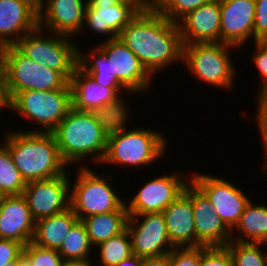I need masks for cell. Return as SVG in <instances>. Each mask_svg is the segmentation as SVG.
Masks as SVG:
<instances>
[{
  "instance_id": "obj_30",
  "label": "cell",
  "mask_w": 267,
  "mask_h": 266,
  "mask_svg": "<svg viewBox=\"0 0 267 266\" xmlns=\"http://www.w3.org/2000/svg\"><path fill=\"white\" fill-rule=\"evenodd\" d=\"M26 182L14 165L8 148L0 144V195H22Z\"/></svg>"
},
{
  "instance_id": "obj_11",
  "label": "cell",
  "mask_w": 267,
  "mask_h": 266,
  "mask_svg": "<svg viewBox=\"0 0 267 266\" xmlns=\"http://www.w3.org/2000/svg\"><path fill=\"white\" fill-rule=\"evenodd\" d=\"M126 228L132 253L141 258L168 255L175 248L169 240L162 212L129 215Z\"/></svg>"
},
{
  "instance_id": "obj_2",
  "label": "cell",
  "mask_w": 267,
  "mask_h": 266,
  "mask_svg": "<svg viewBox=\"0 0 267 266\" xmlns=\"http://www.w3.org/2000/svg\"><path fill=\"white\" fill-rule=\"evenodd\" d=\"M5 141L14 165L26 183L65 174L68 166L61 158L52 132L7 130Z\"/></svg>"
},
{
  "instance_id": "obj_1",
  "label": "cell",
  "mask_w": 267,
  "mask_h": 266,
  "mask_svg": "<svg viewBox=\"0 0 267 266\" xmlns=\"http://www.w3.org/2000/svg\"><path fill=\"white\" fill-rule=\"evenodd\" d=\"M118 38L139 58L153 77L168 66L182 63L183 43L178 24L155 7L143 8Z\"/></svg>"
},
{
  "instance_id": "obj_39",
  "label": "cell",
  "mask_w": 267,
  "mask_h": 266,
  "mask_svg": "<svg viewBox=\"0 0 267 266\" xmlns=\"http://www.w3.org/2000/svg\"><path fill=\"white\" fill-rule=\"evenodd\" d=\"M254 44L256 50L252 55V61L260 72L261 84L260 89L258 88L260 92L267 86V41H255Z\"/></svg>"
},
{
  "instance_id": "obj_29",
  "label": "cell",
  "mask_w": 267,
  "mask_h": 266,
  "mask_svg": "<svg viewBox=\"0 0 267 266\" xmlns=\"http://www.w3.org/2000/svg\"><path fill=\"white\" fill-rule=\"evenodd\" d=\"M93 248L84 223L78 220L72 226L57 251L64 260L91 262L92 256H90V252Z\"/></svg>"
},
{
  "instance_id": "obj_44",
  "label": "cell",
  "mask_w": 267,
  "mask_h": 266,
  "mask_svg": "<svg viewBox=\"0 0 267 266\" xmlns=\"http://www.w3.org/2000/svg\"><path fill=\"white\" fill-rule=\"evenodd\" d=\"M61 266H93V265L92 262L89 261L63 260Z\"/></svg>"
},
{
  "instance_id": "obj_35",
  "label": "cell",
  "mask_w": 267,
  "mask_h": 266,
  "mask_svg": "<svg viewBox=\"0 0 267 266\" xmlns=\"http://www.w3.org/2000/svg\"><path fill=\"white\" fill-rule=\"evenodd\" d=\"M168 256L170 266H200L201 246L175 247Z\"/></svg>"
},
{
  "instance_id": "obj_22",
  "label": "cell",
  "mask_w": 267,
  "mask_h": 266,
  "mask_svg": "<svg viewBox=\"0 0 267 266\" xmlns=\"http://www.w3.org/2000/svg\"><path fill=\"white\" fill-rule=\"evenodd\" d=\"M35 221L23 195L1 196L0 239H11L26 246L32 241Z\"/></svg>"
},
{
  "instance_id": "obj_46",
  "label": "cell",
  "mask_w": 267,
  "mask_h": 266,
  "mask_svg": "<svg viewBox=\"0 0 267 266\" xmlns=\"http://www.w3.org/2000/svg\"><path fill=\"white\" fill-rule=\"evenodd\" d=\"M20 266H32L30 261L23 254L20 256Z\"/></svg>"
},
{
  "instance_id": "obj_3",
  "label": "cell",
  "mask_w": 267,
  "mask_h": 266,
  "mask_svg": "<svg viewBox=\"0 0 267 266\" xmlns=\"http://www.w3.org/2000/svg\"><path fill=\"white\" fill-rule=\"evenodd\" d=\"M62 160L68 164L92 161L101 165L107 150V136L97 123L93 112L71 107L63 120L52 131ZM85 158V159H84Z\"/></svg>"
},
{
  "instance_id": "obj_31",
  "label": "cell",
  "mask_w": 267,
  "mask_h": 266,
  "mask_svg": "<svg viewBox=\"0 0 267 266\" xmlns=\"http://www.w3.org/2000/svg\"><path fill=\"white\" fill-rule=\"evenodd\" d=\"M100 252V266H116L133 255L131 238L127 228L120 234L111 237L96 246Z\"/></svg>"
},
{
  "instance_id": "obj_5",
  "label": "cell",
  "mask_w": 267,
  "mask_h": 266,
  "mask_svg": "<svg viewBox=\"0 0 267 266\" xmlns=\"http://www.w3.org/2000/svg\"><path fill=\"white\" fill-rule=\"evenodd\" d=\"M5 70L6 90L11 100L25 90L62 89L68 81L58 72L31 60L15 45L0 49Z\"/></svg>"
},
{
  "instance_id": "obj_27",
  "label": "cell",
  "mask_w": 267,
  "mask_h": 266,
  "mask_svg": "<svg viewBox=\"0 0 267 266\" xmlns=\"http://www.w3.org/2000/svg\"><path fill=\"white\" fill-rule=\"evenodd\" d=\"M128 217L127 210H115L87 216L81 221L86 227L91 244L96 247L111 237L122 233L127 227Z\"/></svg>"
},
{
  "instance_id": "obj_15",
  "label": "cell",
  "mask_w": 267,
  "mask_h": 266,
  "mask_svg": "<svg viewBox=\"0 0 267 266\" xmlns=\"http://www.w3.org/2000/svg\"><path fill=\"white\" fill-rule=\"evenodd\" d=\"M98 46L110 61L111 75L130 91L145 92L151 87L152 76L146 70L139 58L116 37L100 42Z\"/></svg>"
},
{
  "instance_id": "obj_21",
  "label": "cell",
  "mask_w": 267,
  "mask_h": 266,
  "mask_svg": "<svg viewBox=\"0 0 267 266\" xmlns=\"http://www.w3.org/2000/svg\"><path fill=\"white\" fill-rule=\"evenodd\" d=\"M162 214L169 240L174 247H196V231L192 206V181Z\"/></svg>"
},
{
  "instance_id": "obj_47",
  "label": "cell",
  "mask_w": 267,
  "mask_h": 266,
  "mask_svg": "<svg viewBox=\"0 0 267 266\" xmlns=\"http://www.w3.org/2000/svg\"><path fill=\"white\" fill-rule=\"evenodd\" d=\"M5 266H20V257L14 261L7 263Z\"/></svg>"
},
{
  "instance_id": "obj_42",
  "label": "cell",
  "mask_w": 267,
  "mask_h": 266,
  "mask_svg": "<svg viewBox=\"0 0 267 266\" xmlns=\"http://www.w3.org/2000/svg\"><path fill=\"white\" fill-rule=\"evenodd\" d=\"M141 266H170L169 256L143 258Z\"/></svg>"
},
{
  "instance_id": "obj_14",
  "label": "cell",
  "mask_w": 267,
  "mask_h": 266,
  "mask_svg": "<svg viewBox=\"0 0 267 266\" xmlns=\"http://www.w3.org/2000/svg\"><path fill=\"white\" fill-rule=\"evenodd\" d=\"M69 172L57 177L31 181L23 191L34 221L64 212L70 208Z\"/></svg>"
},
{
  "instance_id": "obj_34",
  "label": "cell",
  "mask_w": 267,
  "mask_h": 266,
  "mask_svg": "<svg viewBox=\"0 0 267 266\" xmlns=\"http://www.w3.org/2000/svg\"><path fill=\"white\" fill-rule=\"evenodd\" d=\"M23 255L32 266H61L64 260L57 250L45 248L32 242L24 246Z\"/></svg>"
},
{
  "instance_id": "obj_13",
  "label": "cell",
  "mask_w": 267,
  "mask_h": 266,
  "mask_svg": "<svg viewBox=\"0 0 267 266\" xmlns=\"http://www.w3.org/2000/svg\"><path fill=\"white\" fill-rule=\"evenodd\" d=\"M142 9L134 0H87L83 21L85 25L80 34L87 26L98 34L109 35L106 40L116 38Z\"/></svg>"
},
{
  "instance_id": "obj_32",
  "label": "cell",
  "mask_w": 267,
  "mask_h": 266,
  "mask_svg": "<svg viewBox=\"0 0 267 266\" xmlns=\"http://www.w3.org/2000/svg\"><path fill=\"white\" fill-rule=\"evenodd\" d=\"M264 243H246L230 241L228 249L233 266H267V252L261 248ZM262 249V250H261Z\"/></svg>"
},
{
  "instance_id": "obj_36",
  "label": "cell",
  "mask_w": 267,
  "mask_h": 266,
  "mask_svg": "<svg viewBox=\"0 0 267 266\" xmlns=\"http://www.w3.org/2000/svg\"><path fill=\"white\" fill-rule=\"evenodd\" d=\"M200 266H233L226 247L201 246Z\"/></svg>"
},
{
  "instance_id": "obj_37",
  "label": "cell",
  "mask_w": 267,
  "mask_h": 266,
  "mask_svg": "<svg viewBox=\"0 0 267 266\" xmlns=\"http://www.w3.org/2000/svg\"><path fill=\"white\" fill-rule=\"evenodd\" d=\"M258 105H257V114H256V122L258 125L259 133L261 134V143L264 146V156H266V160L263 163V168H261L263 173L267 168V96L262 92H258Z\"/></svg>"
},
{
  "instance_id": "obj_10",
  "label": "cell",
  "mask_w": 267,
  "mask_h": 266,
  "mask_svg": "<svg viewBox=\"0 0 267 266\" xmlns=\"http://www.w3.org/2000/svg\"><path fill=\"white\" fill-rule=\"evenodd\" d=\"M191 181L206 195L214 206V212L232 230L238 223L246 205L250 202L241 188L225 178L204 173H196Z\"/></svg>"
},
{
  "instance_id": "obj_6",
  "label": "cell",
  "mask_w": 267,
  "mask_h": 266,
  "mask_svg": "<svg viewBox=\"0 0 267 266\" xmlns=\"http://www.w3.org/2000/svg\"><path fill=\"white\" fill-rule=\"evenodd\" d=\"M43 32V28L37 26L23 35L15 46L31 60L58 71L69 82L78 62L76 42L67 36L53 32L46 36Z\"/></svg>"
},
{
  "instance_id": "obj_20",
  "label": "cell",
  "mask_w": 267,
  "mask_h": 266,
  "mask_svg": "<svg viewBox=\"0 0 267 266\" xmlns=\"http://www.w3.org/2000/svg\"><path fill=\"white\" fill-rule=\"evenodd\" d=\"M220 3L213 0L188 12L177 24L183 44L220 42Z\"/></svg>"
},
{
  "instance_id": "obj_45",
  "label": "cell",
  "mask_w": 267,
  "mask_h": 266,
  "mask_svg": "<svg viewBox=\"0 0 267 266\" xmlns=\"http://www.w3.org/2000/svg\"><path fill=\"white\" fill-rule=\"evenodd\" d=\"M138 2L143 8L154 7L156 0H134Z\"/></svg>"
},
{
  "instance_id": "obj_16",
  "label": "cell",
  "mask_w": 267,
  "mask_h": 266,
  "mask_svg": "<svg viewBox=\"0 0 267 266\" xmlns=\"http://www.w3.org/2000/svg\"><path fill=\"white\" fill-rule=\"evenodd\" d=\"M38 0V26L67 37L80 36L87 0ZM46 27V28H45ZM75 34V35H74ZM78 34V35H77Z\"/></svg>"
},
{
  "instance_id": "obj_41",
  "label": "cell",
  "mask_w": 267,
  "mask_h": 266,
  "mask_svg": "<svg viewBox=\"0 0 267 266\" xmlns=\"http://www.w3.org/2000/svg\"><path fill=\"white\" fill-rule=\"evenodd\" d=\"M10 108V99L6 90L5 70L0 56V111Z\"/></svg>"
},
{
  "instance_id": "obj_43",
  "label": "cell",
  "mask_w": 267,
  "mask_h": 266,
  "mask_svg": "<svg viewBox=\"0 0 267 266\" xmlns=\"http://www.w3.org/2000/svg\"><path fill=\"white\" fill-rule=\"evenodd\" d=\"M143 258L137 255H131L130 257L124 259L116 266H141Z\"/></svg>"
},
{
  "instance_id": "obj_8",
  "label": "cell",
  "mask_w": 267,
  "mask_h": 266,
  "mask_svg": "<svg viewBox=\"0 0 267 266\" xmlns=\"http://www.w3.org/2000/svg\"><path fill=\"white\" fill-rule=\"evenodd\" d=\"M78 171L74 184H70V207L79 220L115 210H127L126 202L112 189L106 175L100 176L84 164Z\"/></svg>"
},
{
  "instance_id": "obj_33",
  "label": "cell",
  "mask_w": 267,
  "mask_h": 266,
  "mask_svg": "<svg viewBox=\"0 0 267 266\" xmlns=\"http://www.w3.org/2000/svg\"><path fill=\"white\" fill-rule=\"evenodd\" d=\"M213 0H156L155 8L168 20L178 22L188 12Z\"/></svg>"
},
{
  "instance_id": "obj_4",
  "label": "cell",
  "mask_w": 267,
  "mask_h": 266,
  "mask_svg": "<svg viewBox=\"0 0 267 266\" xmlns=\"http://www.w3.org/2000/svg\"><path fill=\"white\" fill-rule=\"evenodd\" d=\"M167 141L162 132L143 127L112 135L108 137L107 150L101 165L118 164L131 168L148 166L166 156Z\"/></svg>"
},
{
  "instance_id": "obj_23",
  "label": "cell",
  "mask_w": 267,
  "mask_h": 266,
  "mask_svg": "<svg viewBox=\"0 0 267 266\" xmlns=\"http://www.w3.org/2000/svg\"><path fill=\"white\" fill-rule=\"evenodd\" d=\"M72 107L79 111L93 112L96 108L120 97L112 88L97 84L78 66L69 81Z\"/></svg>"
},
{
  "instance_id": "obj_48",
  "label": "cell",
  "mask_w": 267,
  "mask_h": 266,
  "mask_svg": "<svg viewBox=\"0 0 267 266\" xmlns=\"http://www.w3.org/2000/svg\"><path fill=\"white\" fill-rule=\"evenodd\" d=\"M262 92L267 96V86L262 90Z\"/></svg>"
},
{
  "instance_id": "obj_40",
  "label": "cell",
  "mask_w": 267,
  "mask_h": 266,
  "mask_svg": "<svg viewBox=\"0 0 267 266\" xmlns=\"http://www.w3.org/2000/svg\"><path fill=\"white\" fill-rule=\"evenodd\" d=\"M24 245L11 239H0V266L18 259L23 254Z\"/></svg>"
},
{
  "instance_id": "obj_26",
  "label": "cell",
  "mask_w": 267,
  "mask_h": 266,
  "mask_svg": "<svg viewBox=\"0 0 267 266\" xmlns=\"http://www.w3.org/2000/svg\"><path fill=\"white\" fill-rule=\"evenodd\" d=\"M238 231V236L233 230ZM231 241L267 244V206L254 204L246 205L238 223L231 230Z\"/></svg>"
},
{
  "instance_id": "obj_24",
  "label": "cell",
  "mask_w": 267,
  "mask_h": 266,
  "mask_svg": "<svg viewBox=\"0 0 267 266\" xmlns=\"http://www.w3.org/2000/svg\"><path fill=\"white\" fill-rule=\"evenodd\" d=\"M79 220L71 207L64 212L40 219L35 222V231L32 243L58 250L72 228Z\"/></svg>"
},
{
  "instance_id": "obj_7",
  "label": "cell",
  "mask_w": 267,
  "mask_h": 266,
  "mask_svg": "<svg viewBox=\"0 0 267 266\" xmlns=\"http://www.w3.org/2000/svg\"><path fill=\"white\" fill-rule=\"evenodd\" d=\"M233 47L222 42L183 44L182 61L197 80L230 91L237 74L229 52Z\"/></svg>"
},
{
  "instance_id": "obj_19",
  "label": "cell",
  "mask_w": 267,
  "mask_h": 266,
  "mask_svg": "<svg viewBox=\"0 0 267 266\" xmlns=\"http://www.w3.org/2000/svg\"><path fill=\"white\" fill-rule=\"evenodd\" d=\"M192 206L196 247H225L231 241V230L214 212L206 195L192 182Z\"/></svg>"
},
{
  "instance_id": "obj_12",
  "label": "cell",
  "mask_w": 267,
  "mask_h": 266,
  "mask_svg": "<svg viewBox=\"0 0 267 266\" xmlns=\"http://www.w3.org/2000/svg\"><path fill=\"white\" fill-rule=\"evenodd\" d=\"M183 172L176 170L174 174H164L145 182L130 202L125 203L128 214L162 212L184 192L186 185L191 181Z\"/></svg>"
},
{
  "instance_id": "obj_28",
  "label": "cell",
  "mask_w": 267,
  "mask_h": 266,
  "mask_svg": "<svg viewBox=\"0 0 267 266\" xmlns=\"http://www.w3.org/2000/svg\"><path fill=\"white\" fill-rule=\"evenodd\" d=\"M123 99L120 96L115 101L98 107L93 111L97 123L107 138L128 130L125 126L129 122L127 119L130 117L129 108H127L126 101Z\"/></svg>"
},
{
  "instance_id": "obj_25",
  "label": "cell",
  "mask_w": 267,
  "mask_h": 266,
  "mask_svg": "<svg viewBox=\"0 0 267 266\" xmlns=\"http://www.w3.org/2000/svg\"><path fill=\"white\" fill-rule=\"evenodd\" d=\"M77 66L97 84L112 88L119 96H122L123 91H126L127 94L132 93L131 95L134 93L130 92L116 76L111 75L110 61L98 46L89 50L87 55L78 47Z\"/></svg>"
},
{
  "instance_id": "obj_9",
  "label": "cell",
  "mask_w": 267,
  "mask_h": 266,
  "mask_svg": "<svg viewBox=\"0 0 267 266\" xmlns=\"http://www.w3.org/2000/svg\"><path fill=\"white\" fill-rule=\"evenodd\" d=\"M72 107L71 86L68 82L57 90H25L10 100V111L40 124L30 132H52Z\"/></svg>"
},
{
  "instance_id": "obj_18",
  "label": "cell",
  "mask_w": 267,
  "mask_h": 266,
  "mask_svg": "<svg viewBox=\"0 0 267 266\" xmlns=\"http://www.w3.org/2000/svg\"><path fill=\"white\" fill-rule=\"evenodd\" d=\"M38 26V0H0V49Z\"/></svg>"
},
{
  "instance_id": "obj_17",
  "label": "cell",
  "mask_w": 267,
  "mask_h": 266,
  "mask_svg": "<svg viewBox=\"0 0 267 266\" xmlns=\"http://www.w3.org/2000/svg\"><path fill=\"white\" fill-rule=\"evenodd\" d=\"M220 42L240 47L253 38L255 0H219Z\"/></svg>"
},
{
  "instance_id": "obj_38",
  "label": "cell",
  "mask_w": 267,
  "mask_h": 266,
  "mask_svg": "<svg viewBox=\"0 0 267 266\" xmlns=\"http://www.w3.org/2000/svg\"><path fill=\"white\" fill-rule=\"evenodd\" d=\"M255 8L254 42L267 41V0H255Z\"/></svg>"
}]
</instances>
